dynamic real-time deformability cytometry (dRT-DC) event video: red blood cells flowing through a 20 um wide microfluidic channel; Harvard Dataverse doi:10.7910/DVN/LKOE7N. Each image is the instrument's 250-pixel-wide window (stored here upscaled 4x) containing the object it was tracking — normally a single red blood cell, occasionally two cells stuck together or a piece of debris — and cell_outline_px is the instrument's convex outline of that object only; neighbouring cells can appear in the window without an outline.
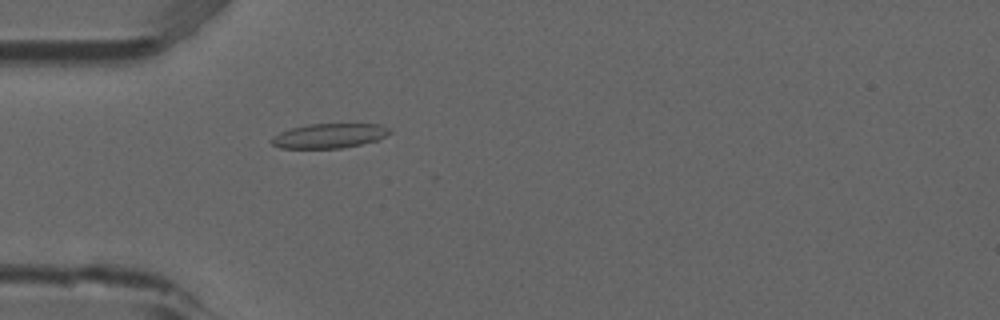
{"species": "common noctule bat (a hibernating species)", "species_latin": "Nyctalus noctula", "temperature_condition": "room temperature", "stored_images_in_passage": 2, "camera_frame_rate_fps": 3000, "um_per_image_px": 0.085, "animal": {"sex": "male", "forearm_length_mm": 52.5}, "frame": {"image": 1, "passage_image": 2, "time_ms": 0.333, "image_size_px": [1000, 320], "cell_outline_px": [[392, 132], [376, 140], [360, 144], [340, 148], [280, 148], [272, 144], [272, 136], [280, 132], [292, 128], [308, 124], [380, 124], [392, 128]], "centroid_in_image_um": [28.0, 11.53], "position_along_channel_um": 57.0, "area_um2": 16.82}}